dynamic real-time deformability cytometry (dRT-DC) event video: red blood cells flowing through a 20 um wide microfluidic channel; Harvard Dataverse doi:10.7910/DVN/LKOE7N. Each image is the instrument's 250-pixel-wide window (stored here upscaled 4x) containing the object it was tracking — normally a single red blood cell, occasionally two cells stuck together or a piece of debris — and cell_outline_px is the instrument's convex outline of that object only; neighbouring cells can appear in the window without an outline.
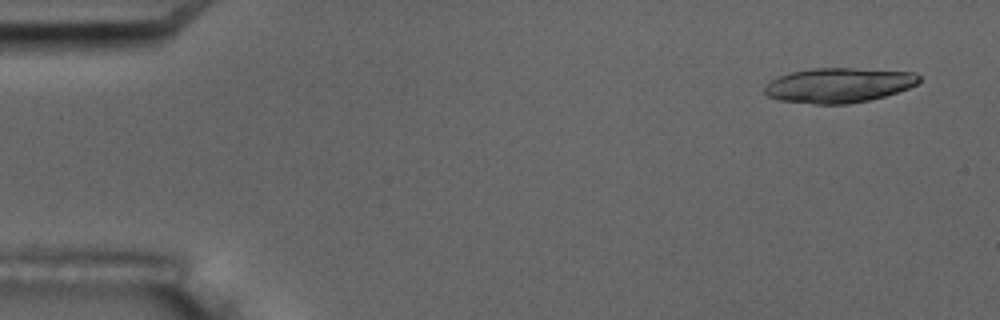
{"species": "common noctule bat (a hibernating species)", "species_latin": "Nyctalus noctula", "temperature_condition": "room temperature", "stored_images_in_passage": 5, "camera_frame_rate_fps": 3000, "um_per_image_px": 0.085, "animal": {"sex": "male", "body_mass_g": 17.5, "forearm_length_mm": 52.3}, "frame": {"image": 1, "passage_image": 1, "time_ms": 0.0, "image_size_px": [1000, 320], "cell_outline_px": [[920, 80], [916, 84], [908, 88], [884, 96], [868, 100], [848, 104], [816, 104], [780, 100], [768, 96], [764, 92], [764, 88], [772, 80], [780, 76], [792, 72], [812, 68], [852, 68], [916, 72], [920, 76]], "centroid_in_image_um": [71.31, 7.24], "position_along_channel_um": 13.7, "area_um2": 31.1}}